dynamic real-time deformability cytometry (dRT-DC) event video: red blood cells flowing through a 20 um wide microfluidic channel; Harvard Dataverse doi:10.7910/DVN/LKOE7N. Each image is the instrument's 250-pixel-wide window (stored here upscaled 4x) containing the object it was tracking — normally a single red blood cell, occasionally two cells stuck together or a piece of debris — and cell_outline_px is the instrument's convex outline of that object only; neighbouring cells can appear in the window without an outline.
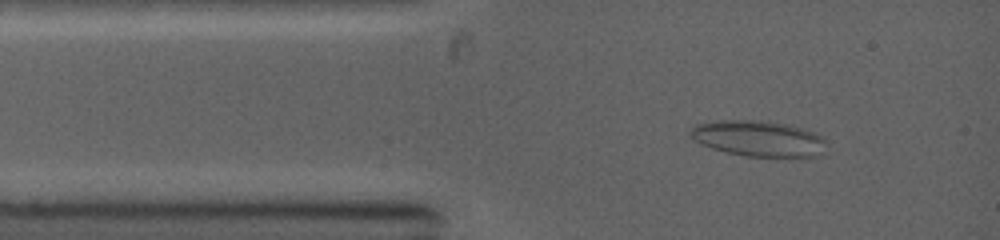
{"species": "common noctule bat (a hibernating species)", "species_latin": "Nyctalus noctula", "temperature_condition": "warm", "stored_images_in_passage": 2, "camera_frame_rate_fps": 5000, "um_per_image_px": 0.085, "animal": {"sex": "female", "body_mass_g": 19.0, "forearm_length_mm": 53.3}, "frame": {"image": 1, "passage_image": 1, "time_ms": 0.0, "image_size_px": [1000, 240], "cell_outline_px": [[828, 144], [824, 156], [748, 156], [728, 152], [712, 148], [696, 140], [688, 132], [696, 124], [716, 120], [760, 120], [788, 124], [816, 132], [824, 136]], "centroid_in_image_um": [64.57, 11.76], "position_along_channel_um": 20.4, "area_um2": 28.55}}